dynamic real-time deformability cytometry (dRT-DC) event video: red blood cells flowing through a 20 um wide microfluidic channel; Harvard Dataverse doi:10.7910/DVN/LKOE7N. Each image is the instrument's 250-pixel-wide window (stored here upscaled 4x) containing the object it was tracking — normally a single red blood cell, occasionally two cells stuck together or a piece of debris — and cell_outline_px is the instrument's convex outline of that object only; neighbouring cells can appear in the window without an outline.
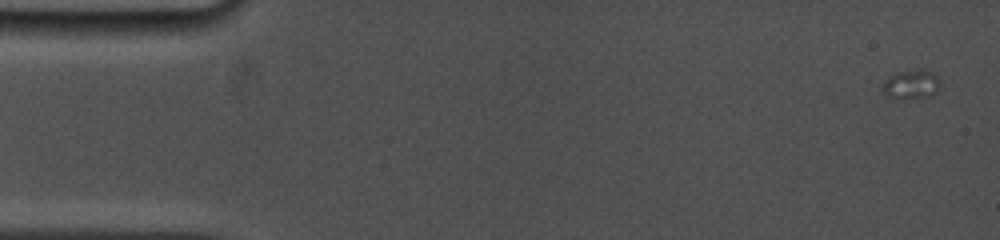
{"species": "common noctule bat (a hibernating species)", "species_latin": "Nyctalus noctula", "temperature_condition": "cold", "stored_images_in_passage": 8, "camera_frame_rate_fps": 5000, "um_per_image_px": 0.085, "animal": {"sex": "female", "body_mass_g": 19.0, "forearm_length_mm": 53.3}, "frame": {"image": 1, "passage_image": 1, "time_ms": 0.0, "image_size_px": [1000, 240], "cell_outline_px": [[940, 84], [936, 92], [932, 96], [892, 100], [880, 88], [884, 80], [888, 76], [900, 72], [920, 68], [936, 72], [940, 80]], "centroid_in_image_um": [77.46, 7.17], "position_along_channel_um": 7.5, "area_um2": 10.23}}